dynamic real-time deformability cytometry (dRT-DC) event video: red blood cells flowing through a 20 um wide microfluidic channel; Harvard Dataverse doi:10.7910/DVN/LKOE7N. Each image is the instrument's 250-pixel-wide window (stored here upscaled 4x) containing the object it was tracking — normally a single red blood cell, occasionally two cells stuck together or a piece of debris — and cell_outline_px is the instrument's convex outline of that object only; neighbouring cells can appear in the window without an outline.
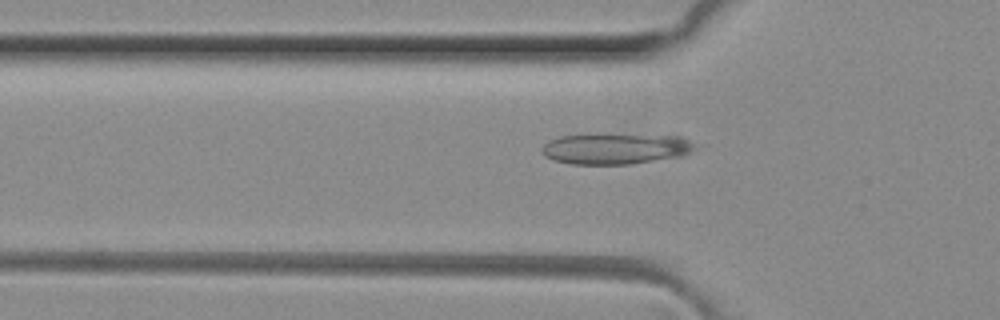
{"species": "common noctule bat (a hibernating species)", "species_latin": "Nyctalus noctula", "temperature_condition": "room temperature", "stored_images_in_passage": 12, "camera_frame_rate_fps": 3000, "um_per_image_px": 0.085, "animal": {"sex": "female", "body_mass_g": 29.2, "forearm_length_mm": 56.3}, "frame": {"image": 1, "passage_image": 3, "time_ms": 0.667, "image_size_px": [1000, 320], "cell_outline_px": [[692, 148], [684, 156], [632, 164], [572, 164], [552, 160], [544, 156], [540, 152], [540, 148], [548, 140], [560, 136], [588, 132], [680, 136], [688, 140], [692, 144]], "centroid_in_image_um": [52.2, 12.6], "position_along_channel_um": 73.6, "area_um2": 28.44}}